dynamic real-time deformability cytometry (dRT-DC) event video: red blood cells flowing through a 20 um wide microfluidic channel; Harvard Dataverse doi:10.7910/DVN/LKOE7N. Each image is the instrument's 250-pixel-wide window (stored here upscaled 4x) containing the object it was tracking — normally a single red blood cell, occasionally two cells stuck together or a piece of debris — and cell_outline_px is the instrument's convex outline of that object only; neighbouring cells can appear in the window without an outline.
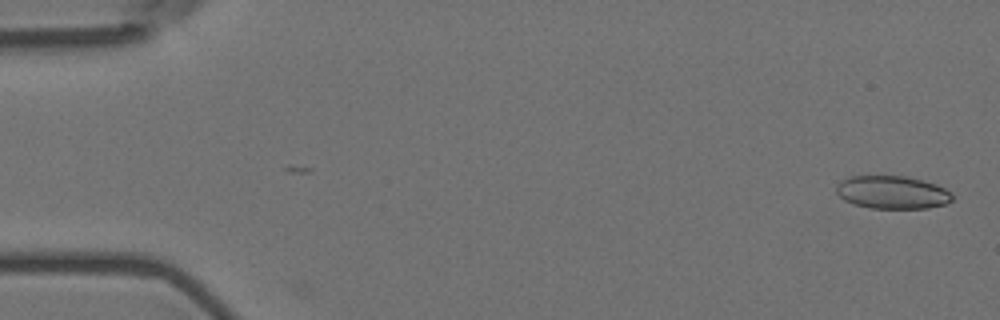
{"species": "Egyptian fruit bat (a non-hibernating species)", "species_latin": "Rousettus aegyptiacus", "temperature_condition": "room temperature", "stored_images_in_passage": 56, "camera_frame_rate_fps": 3000, "um_per_image_px": 0.085, "animal": {"sex": "female"}, "frame": {"image": 1, "passage_image": 1, "time_ms": 0.0, "image_size_px": [1000, 320], "cell_outline_px": [[952, 200], [944, 204], [928, 208], [868, 208], [844, 200], [836, 192], [836, 184], [840, 180], [848, 176], [904, 176], [936, 184], [944, 188], [952, 196]], "centroid_in_image_um": [75.79, 16.34], "position_along_channel_um": 9.2, "area_um2": 22.14}}
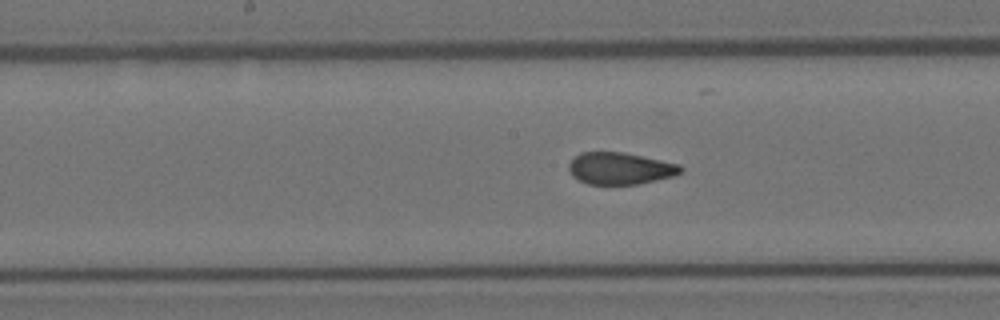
{"frame": {"image": 2, "passage_image": 28, "time_ms": 9.0, "image_size_px": [1000, 320], "cell_outline_px": [[684, 168], [680, 172], [672, 176], [640, 184], [588, 184], [576, 180], [572, 176], [568, 168], [568, 164], [580, 152], [624, 152], [680, 164]], "centroid_in_image_um": [52.69, 14.31], "position_along_channel_um": 195.5, "area_um2": 20.87}}
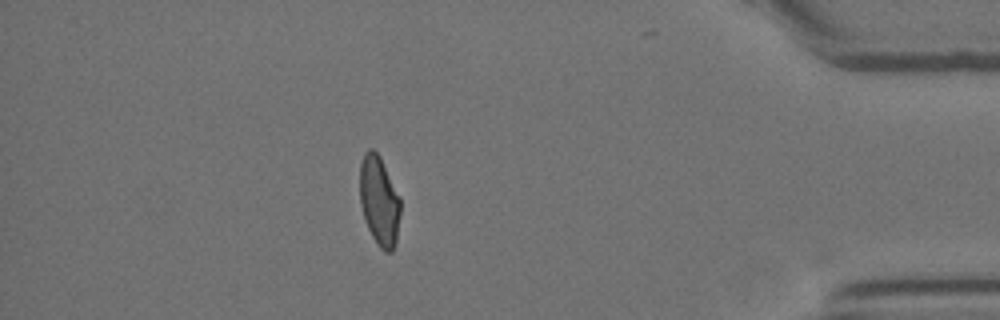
{"frame": {"image": 3, "passage_image": 49, "time_ms": 16.0, "image_size_px": [1000, 320], "cell_outline_px": [[400, 212], [396, 244], [392, 252], [384, 252], [380, 248], [372, 236], [364, 220], [360, 204], [360, 164], [364, 152], [368, 148], [372, 148], [380, 156], [400, 200]], "centroid_in_image_um": [32.22, 17.09], "position_along_channel_um": 403.0, "area_um2": 21.15}, "authors_computed_cell_mechanics": {"area_um2": 21.8484, "velocity_mm_per_s": 3.5815, "shape_relaxation_time_tau1_ms": null, "shape_relaxation_time_tau2_ms": 1.1854, "deformation_change_tau1": null, "deformation_change_tau2": 0.0749}}